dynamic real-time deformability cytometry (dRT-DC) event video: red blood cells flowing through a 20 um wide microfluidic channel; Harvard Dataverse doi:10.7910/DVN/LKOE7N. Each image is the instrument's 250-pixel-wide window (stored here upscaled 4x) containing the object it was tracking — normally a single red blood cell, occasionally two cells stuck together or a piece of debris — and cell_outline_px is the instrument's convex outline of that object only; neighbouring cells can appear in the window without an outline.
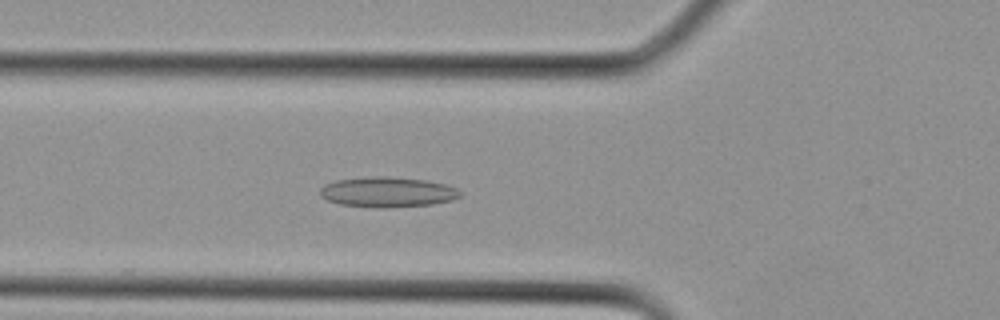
{"species": "Egyptian fruit bat (a non-hibernating species)", "species_latin": "Rousettus aegyptiacus", "temperature_condition": "cold", "stored_images_in_passage": 8, "camera_frame_rate_fps": 3000, "um_per_image_px": 0.085, "animal": {"sex": "female"}, "frame": {"image": 1, "passage_image": 6, "time_ms": 1.667, "image_size_px": [1000, 320], "cell_outline_px": [[460, 196], [452, 200], [432, 204], [384, 208], [380, 208], [340, 204], [328, 200], [320, 196], [320, 188], [324, 184], [336, 180], [372, 176], [388, 176], [424, 180], [444, 184], [456, 188], [460, 192]], "centroid_in_image_um": [32.91, 16.32], "position_along_channel_um": 92.9, "area_um2": 24.57}}
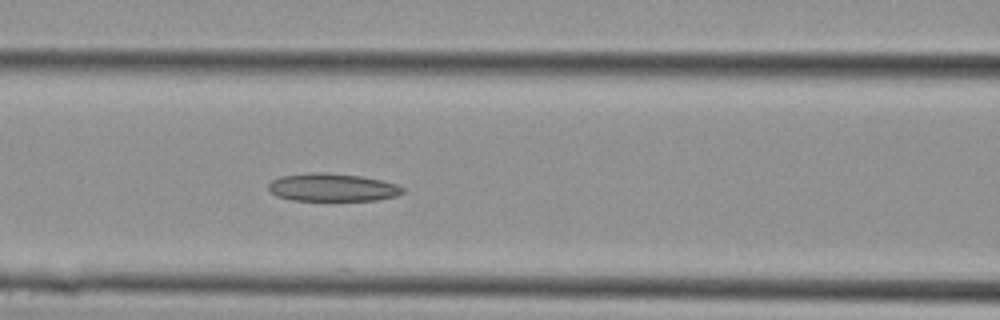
{"frame": {"image": 2, "passage_image": 8, "time_ms": 2.333, "image_size_px": [1000, 320], "cell_outline_px": [[404, 192], [396, 196], [376, 200], [292, 200], [276, 196], [268, 188], [268, 184], [272, 180], [280, 176], [312, 172], [324, 172], [360, 176], [380, 180], [396, 184], [404, 188]], "centroid_in_image_um": [28.23, 15.92], "position_along_channel_um": 138.4, "area_um2": 21.73}}